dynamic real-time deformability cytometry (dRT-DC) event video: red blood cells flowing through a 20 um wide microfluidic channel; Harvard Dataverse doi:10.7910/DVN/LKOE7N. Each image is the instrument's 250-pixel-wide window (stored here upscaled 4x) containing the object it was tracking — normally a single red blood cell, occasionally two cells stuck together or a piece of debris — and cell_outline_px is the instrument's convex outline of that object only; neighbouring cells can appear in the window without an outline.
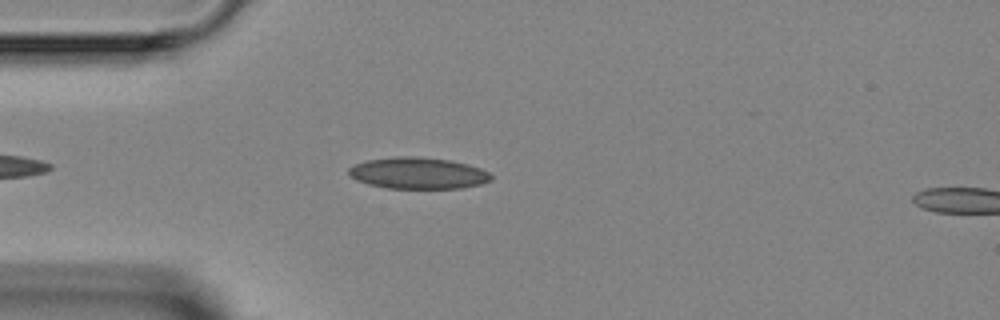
{"species": "Egyptian fruit bat (a non-hibernating species)", "species_latin": "Rousettus aegyptiacus", "temperature_condition": "room temperature", "stored_images_in_passage": 4, "camera_frame_rate_fps": 3000, "um_per_image_px": 0.085, "animal": {"sex": "female"}, "frame": {"image": 1, "passage_image": 4, "time_ms": 3.333, "image_size_px": [1000, 320], "cell_outline_px": [[492, 180], [480, 184], [460, 188], [388, 188], [368, 184], [356, 180], [348, 172], [348, 168], [364, 160], [396, 156], [416, 156], [448, 160], [468, 164], [480, 168], [488, 172], [492, 176]], "centroid_in_image_um": [35.52, 14.71], "position_along_channel_um": 49.5, "area_um2": 26.07}}